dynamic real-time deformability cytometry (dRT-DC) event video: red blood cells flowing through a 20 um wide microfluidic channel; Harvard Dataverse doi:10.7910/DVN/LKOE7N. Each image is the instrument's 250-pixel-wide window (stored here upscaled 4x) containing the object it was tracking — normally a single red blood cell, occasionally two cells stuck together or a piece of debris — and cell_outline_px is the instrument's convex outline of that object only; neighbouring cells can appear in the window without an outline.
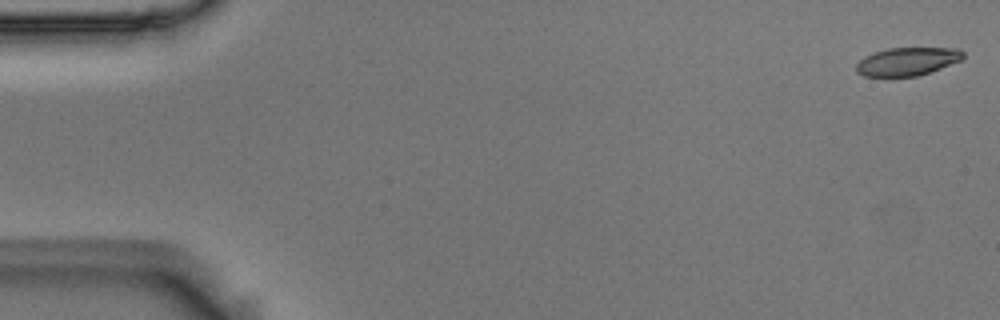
{"species": "Egyptian fruit bat (a non-hibernating species)", "species_latin": "Rousettus aegyptiacus", "temperature_condition": "room temperature", "stored_images_in_passage": 6, "camera_frame_rate_fps": 3000, "um_per_image_px": 0.085, "animal": {"sex": "male"}, "frame": {"image": 1, "passage_image": 1, "time_ms": 0.0, "image_size_px": [1000, 320], "cell_outline_px": [[964, 56], [960, 60], [940, 68], [916, 76], [864, 76], [856, 72], [856, 64], [864, 56], [888, 48], [956, 48], [964, 52]], "centroid_in_image_um": [77.09, 5.22], "position_along_channel_um": 7.9, "area_um2": 17.28}}
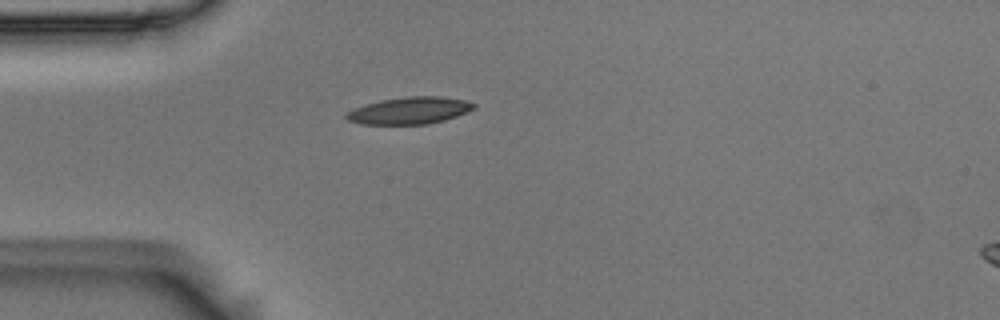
{"frame": {"image": 2, "passage_image": 5, "time_ms": 1.333, "image_size_px": [1000, 320], "cell_outline_px": [[476, 108], [456, 116], [444, 120], [424, 124], [364, 124], [348, 120], [344, 116], [348, 112], [364, 104], [380, 100], [408, 96], [440, 96], [464, 100], [476, 104]], "centroid_in_image_um": [34.82, 9.39], "position_along_channel_um": 50.2, "area_um2": 19.88}}